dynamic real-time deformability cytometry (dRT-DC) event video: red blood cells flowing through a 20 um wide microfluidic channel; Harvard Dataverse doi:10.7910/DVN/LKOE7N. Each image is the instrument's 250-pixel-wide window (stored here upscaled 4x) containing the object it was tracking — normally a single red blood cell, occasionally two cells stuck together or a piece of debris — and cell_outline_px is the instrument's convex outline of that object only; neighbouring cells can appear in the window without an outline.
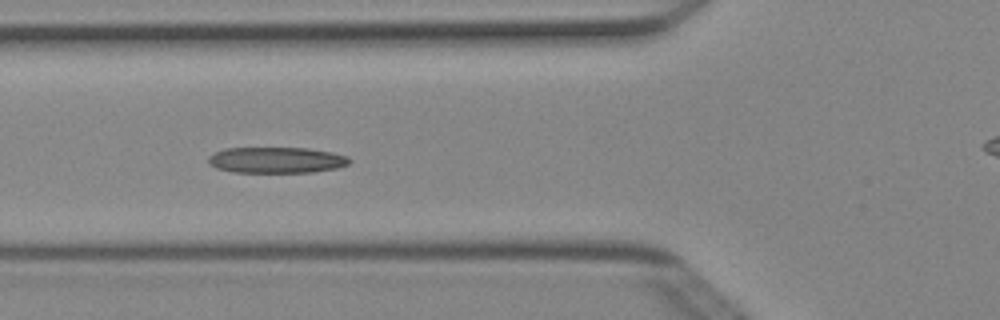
{"species": "Egyptian fruit bat (a non-hibernating species)", "species_latin": "Rousettus aegyptiacus", "temperature_condition": "cold", "stored_images_in_passage": 8, "segment_of_instrument_passage": [1, 2], "camera_frame_rate_fps": 3000, "um_per_image_px": 0.085, "animal": {"sex": "female"}, "frame": {"image": 1, "passage_image": 6, "time_ms": 1.667, "image_size_px": [1000, 320], "cell_outline_px": [[352, 160], [348, 164], [336, 168], [312, 172], [232, 172], [216, 168], [208, 164], [208, 156], [212, 152], [224, 148], [308, 148], [332, 152], [348, 156]], "centroid_in_image_um": [23.46, 13.6], "position_along_channel_um": 102.3, "area_um2": 21.56}}
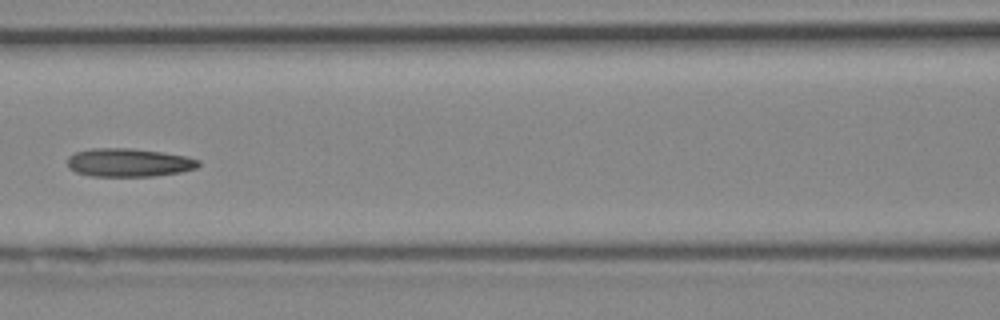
{"frame": {"image": 2, "passage_image": 7, "time_ms": 2.0, "image_size_px": [1000, 320], "cell_outline_px": [[200, 164], [196, 168], [180, 172], [152, 176], [92, 176], [76, 172], [68, 168], [68, 156], [76, 152], [92, 148], [132, 148], [164, 152], [184, 156], [200, 160]], "centroid_in_image_um": [10.94, 13.81], "position_along_channel_um": 155.7, "area_um2": 21.68}}